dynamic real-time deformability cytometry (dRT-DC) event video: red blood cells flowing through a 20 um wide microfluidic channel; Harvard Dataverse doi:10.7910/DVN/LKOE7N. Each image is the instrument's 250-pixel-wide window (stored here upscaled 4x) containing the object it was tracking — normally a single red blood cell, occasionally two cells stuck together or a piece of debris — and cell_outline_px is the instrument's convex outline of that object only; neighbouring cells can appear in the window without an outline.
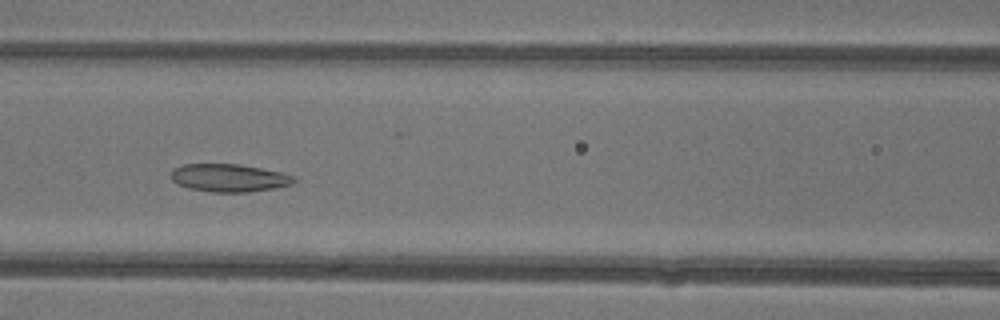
{"species": "common noctule bat (a hibernating species)", "species_latin": "Nyctalus noctula", "temperature_condition": "warm", "stored_images_in_passage": 45, "camera_frame_rate_fps": 3000, "um_per_image_px": 0.085, "animal": {"sex": "female"}, "frame": {"image": 1, "passage_image": 19, "time_ms": 6.0, "image_size_px": [1000, 320], "cell_outline_px": [[296, 180], [292, 184], [272, 188], [248, 192], [212, 192], [188, 188], [172, 180], [172, 168], [184, 164], [240, 164], [280, 172], [292, 176]], "centroid_in_image_um": [19.44, 15.11], "position_along_channel_um": 147.2, "area_um2": 19.71}}
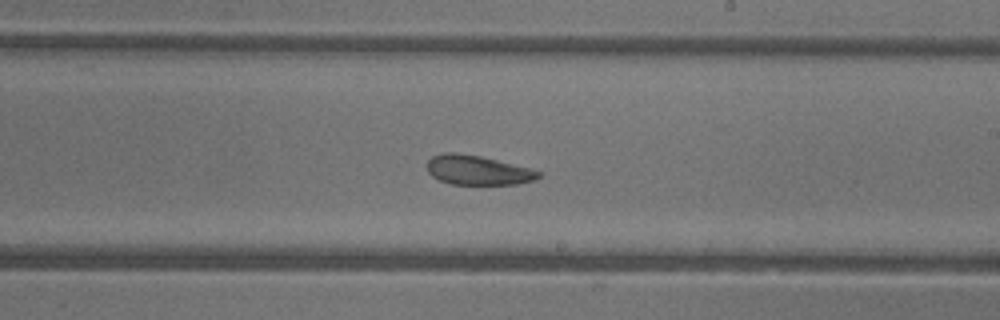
{"frame": {"image": 2, "passage_image": 26, "time_ms": 8.333, "image_size_px": [1000, 320], "cell_outline_px": [[544, 176], [536, 180], [520, 184], [452, 184], [440, 180], [432, 176], [428, 172], [428, 160], [432, 156], [444, 152], [456, 152], [480, 156], [532, 168], [544, 172]], "centroid_in_image_um": [40.69, 14.46], "position_along_channel_um": 248.3, "area_um2": 19.42}}
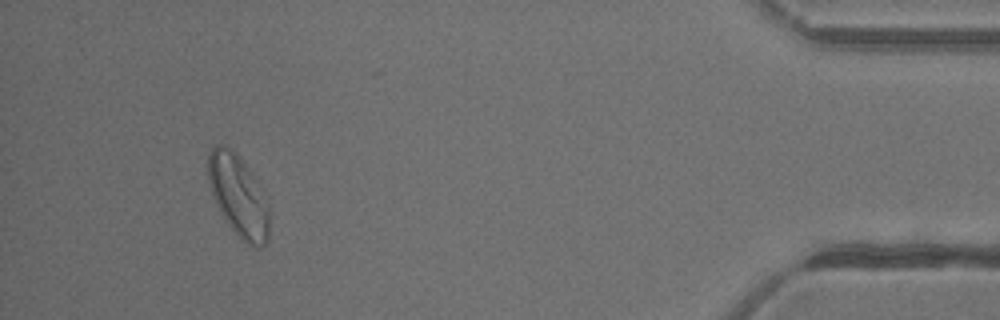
{"frame": {"image": 3, "passage_image": 42, "time_ms": 13.667, "image_size_px": [1000, 320], "cell_outline_px": [[268, 240], [264, 244], [256, 248], [240, 240], [228, 224], [220, 212], [212, 196], [208, 180], [208, 152], [216, 144], [224, 144], [232, 148], [236, 152], [268, 196]], "centroid_in_image_um": [20.26, 16.63], "position_along_channel_um": 414.9, "area_um2": 29.48}, "authors_computed_cell_mechanics": {"area_um2": 24.0448, "velocity_mm_per_s": 4.3529, "shape_relaxation_time_tau1_ms": null, "shape_relaxation_time_tau2_ms": 3.3518, "deformation_change_tau1": null, "deformation_change_tau2": 0.0937}}